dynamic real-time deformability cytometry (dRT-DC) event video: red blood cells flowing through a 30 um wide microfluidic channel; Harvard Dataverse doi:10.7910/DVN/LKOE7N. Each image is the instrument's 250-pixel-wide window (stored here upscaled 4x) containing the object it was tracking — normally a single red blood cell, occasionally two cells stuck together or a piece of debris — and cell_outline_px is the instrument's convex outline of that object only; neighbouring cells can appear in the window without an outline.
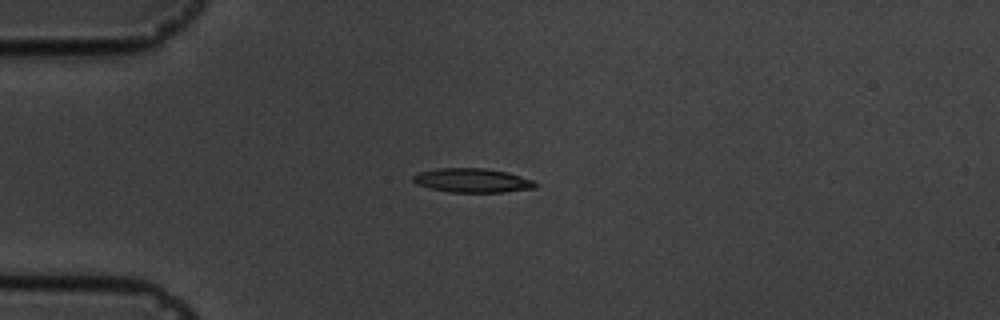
{"species": "common noctule bat (a hibernating species)", "species_latin": "Nyctalus noctula", "temperature_condition": "cold", "stored_images_in_passage": 12, "camera_frame_rate_fps": 3000, "um_per_image_px": 0.085, "animal": {"sex": "male", "body_mass_g": 19.5, "forearm_length_mm": 54.6}, "frame": {"image": 1, "passage_image": 4, "time_ms": 3.667, "image_size_px": [1000, 320], "cell_outline_px": [[536, 184], [532, 188], [504, 192], [448, 192], [416, 184], [412, 180], [412, 176], [416, 172], [436, 168], [484, 168], [508, 172], [532, 180]], "centroid_in_image_um": [40.07, 15.32], "position_along_channel_um": 44.9, "area_um2": 17.11}}
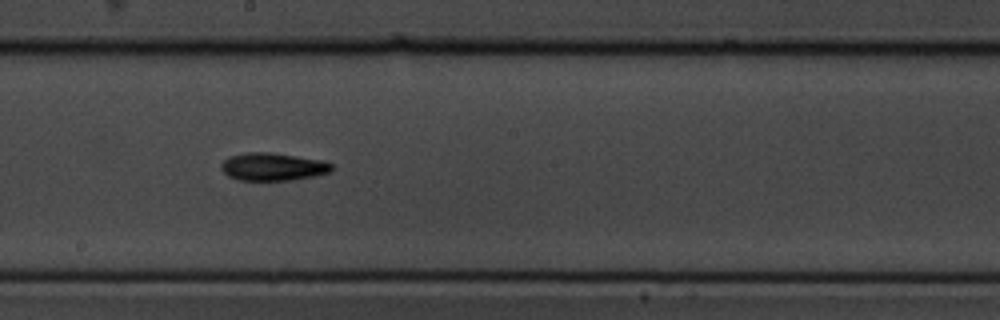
{"frame": {"image": 2, "passage_image": 9, "time_ms": 9.333, "image_size_px": [1000, 320], "cell_outline_px": [[332, 172], [316, 176], [292, 180], [236, 180], [228, 176], [220, 168], [220, 164], [228, 156], [248, 152], [268, 152], [324, 160], [332, 164]], "centroid_in_image_um": [23.19, 14.17], "position_along_channel_um": 225.0, "area_um2": 18.09}}
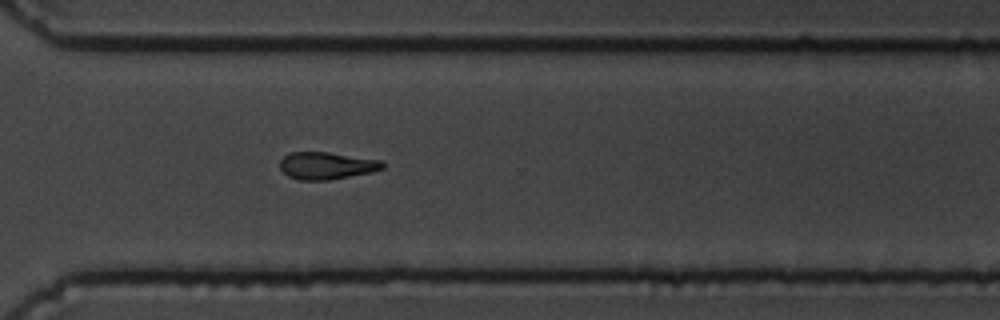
{"frame": {"image": 3, "passage_image": 12, "time_ms": 12.667, "image_size_px": [1000, 320], "cell_outline_px": [[384, 168], [372, 172], [328, 180], [300, 180], [288, 176], [280, 168], [280, 160], [288, 152], [328, 152], [380, 160], [384, 164]], "centroid_in_image_um": [27.74, 14.08], "position_along_channel_um": 342.9, "area_um2": 16.24}}